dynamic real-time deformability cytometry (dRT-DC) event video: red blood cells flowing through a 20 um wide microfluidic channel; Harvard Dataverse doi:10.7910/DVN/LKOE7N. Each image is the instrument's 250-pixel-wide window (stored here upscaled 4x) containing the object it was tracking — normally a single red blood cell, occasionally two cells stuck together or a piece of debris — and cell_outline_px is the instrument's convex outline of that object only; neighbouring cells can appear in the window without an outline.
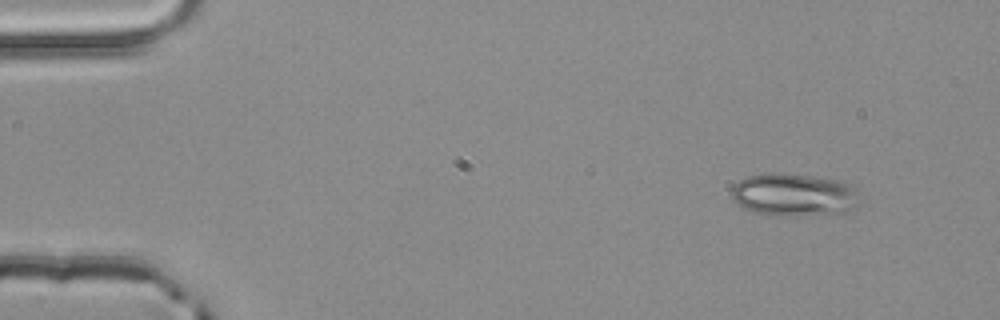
{"species": "common noctule bat (a hibernating species)", "species_latin": "Nyctalus noctula", "temperature_condition": "room temperature", "stored_images_in_passage": 3, "camera_frame_rate_fps": 3000, "um_per_image_px": 0.085, "animal": {"sex": "male", "body_mass_g": 20.4}, "frame": {"image": 1, "passage_image": 1, "time_ms": 0.0, "image_size_px": [1000, 320], "cell_outline_px": [[856, 204], [852, 208], [844, 212], [788, 216], [768, 216], [744, 208], [736, 204], [732, 200], [732, 184], [748, 176], [812, 176], [836, 180], [848, 184], [856, 188]], "centroid_in_image_um": [67.43, 16.61], "position_along_channel_um": 17.6, "area_um2": 30.81}}